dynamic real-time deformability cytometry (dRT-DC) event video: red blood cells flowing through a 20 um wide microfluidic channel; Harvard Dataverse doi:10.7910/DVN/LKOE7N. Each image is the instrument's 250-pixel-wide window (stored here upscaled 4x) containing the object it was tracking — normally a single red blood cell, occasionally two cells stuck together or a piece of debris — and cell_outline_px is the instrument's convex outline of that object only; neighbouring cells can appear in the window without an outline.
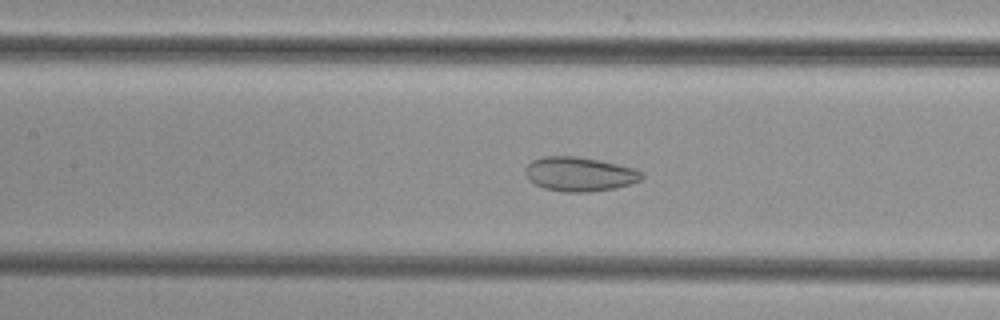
{"species": "common noctule bat (a hibernating species)", "species_latin": "Nyctalus noctula", "temperature_condition": "cold", "stored_images_in_passage": 51, "camera_frame_rate_fps": 3000, "um_per_image_px": 0.085, "animal": {"sex": "female", "body_mass_g": 29.2, "forearm_length_mm": 56.3}, "frame": {"image": 1, "passage_image": 23, "time_ms": 7.333, "image_size_px": [1000, 320], "cell_outline_px": [[644, 176], [640, 180], [616, 188], [592, 192], [564, 192], [544, 188], [528, 180], [524, 172], [524, 168], [532, 160], [544, 156], [576, 156], [636, 168]], "centroid_in_image_um": [49.22, 14.8], "position_along_channel_um": 158.2, "area_um2": 23.24}}
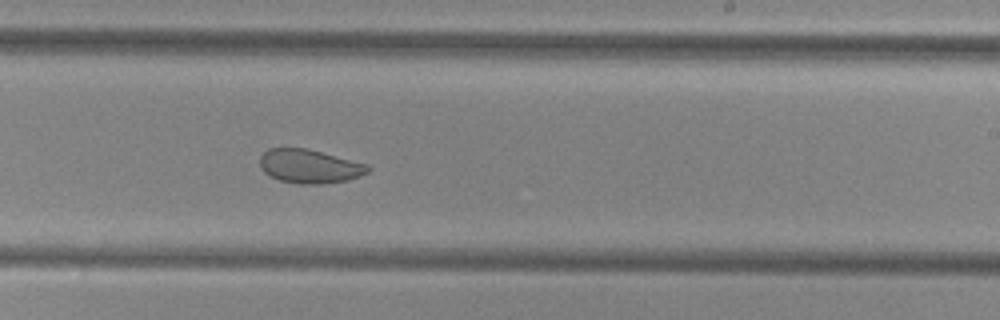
{"frame": {"image": 2, "passage_image": 31, "time_ms": 10.0, "image_size_px": [1000, 320], "cell_outline_px": [[372, 168], [368, 172], [360, 176], [348, 180], [324, 184], [300, 184], [280, 180], [264, 172], [260, 168], [260, 156], [268, 148], [304, 148], [368, 164]], "centroid_in_image_um": [26.32, 14.14], "position_along_channel_um": 262.7, "area_um2": 21.21}}
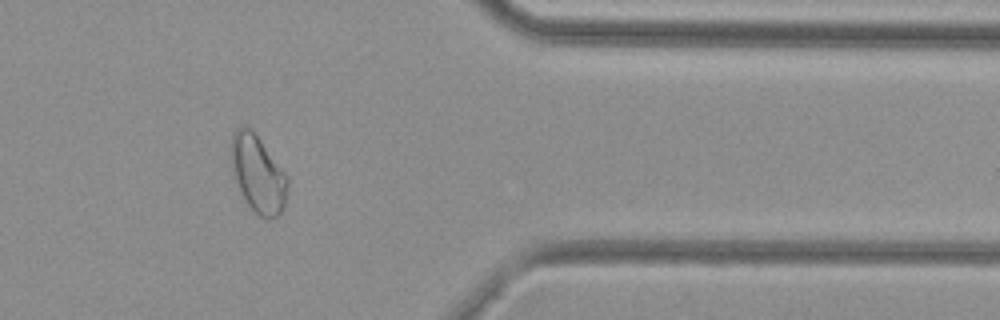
{"frame": {"image": 3, "passage_image": 42, "time_ms": 13.667, "image_size_px": [1000, 320], "cell_outline_px": [[288, 184], [284, 208], [276, 216], [268, 220], [260, 216], [248, 204], [240, 192], [232, 176], [232, 132], [240, 124], [244, 124], [252, 128], [288, 176]], "centroid_in_image_um": [21.92, 14.75], "position_along_channel_um": 389.5, "area_um2": 25.61}}